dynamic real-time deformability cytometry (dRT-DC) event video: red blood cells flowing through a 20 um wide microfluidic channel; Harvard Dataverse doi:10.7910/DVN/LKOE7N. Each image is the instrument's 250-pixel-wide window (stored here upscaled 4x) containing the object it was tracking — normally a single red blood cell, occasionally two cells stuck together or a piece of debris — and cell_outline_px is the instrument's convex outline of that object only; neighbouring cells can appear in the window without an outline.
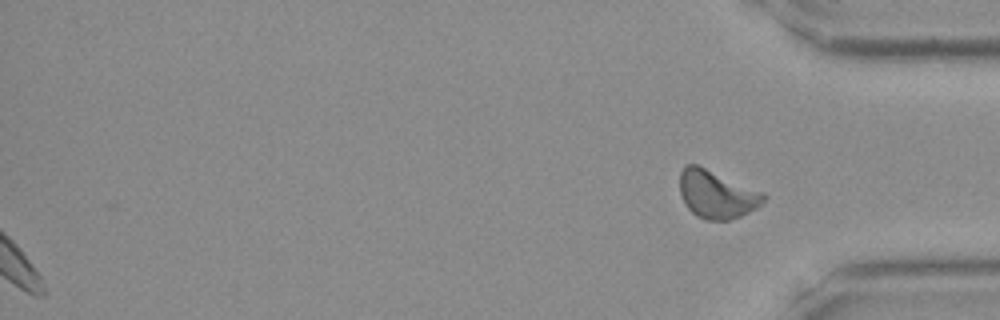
{"species": "Egyptian fruit bat (a non-hibernating species)", "species_latin": "Rousettus aegyptiacus", "temperature_condition": "room temperature", "stored_images_in_passage": 41, "segment_of_instrument_passage": [2, 2], "camera_frame_rate_fps": 3000, "um_per_image_px": 0.085, "frame": {"image": 1, "passage_image": 41, "time_ms": 13.333, "image_size_px": [1000, 320], "cell_outline_px": [[768, 196], [756, 208], [740, 216], [728, 220], [704, 220], [696, 216], [688, 208], [680, 192], [680, 172], [684, 164], [700, 164], [764, 192]], "centroid_in_image_um": [60.92, 16.48], "position_along_channel_um": 374.3, "area_um2": 23.76}}